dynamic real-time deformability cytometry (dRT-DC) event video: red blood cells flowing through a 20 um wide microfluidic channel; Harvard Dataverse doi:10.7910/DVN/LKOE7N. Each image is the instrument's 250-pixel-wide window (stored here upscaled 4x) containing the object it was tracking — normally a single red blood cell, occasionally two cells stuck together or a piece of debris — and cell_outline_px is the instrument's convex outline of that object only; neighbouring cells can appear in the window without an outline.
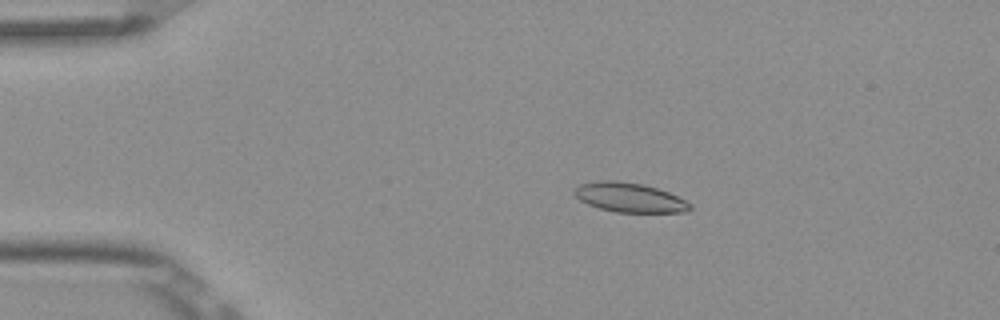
{"species": "Egyptian fruit bat (a non-hibernating species)", "species_latin": "Rousettus aegyptiacus", "temperature_condition": "room temperature", "stored_images_in_passage": 4, "camera_frame_rate_fps": 3000, "um_per_image_px": 0.085, "frame": {"image": 1, "passage_image": 2, "time_ms": 0.333, "image_size_px": [1000, 320], "cell_outline_px": [[692, 208], [688, 212], [616, 212], [600, 208], [588, 204], [580, 200], [572, 192], [572, 188], [580, 184], [596, 180], [616, 180], [644, 184], [668, 192], [692, 204]], "centroid_in_image_um": [53.47, 16.77], "position_along_channel_um": 31.5, "area_um2": 19.94}}
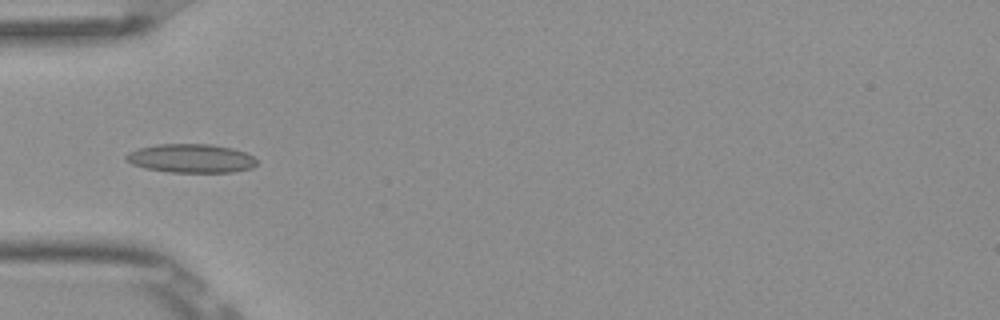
{"frame": {"image": 2, "passage_image": 4, "time_ms": 1.0, "image_size_px": [1000, 320], "cell_outline_px": [[256, 164], [252, 168], [232, 172], [172, 172], [144, 168], [132, 164], [124, 160], [124, 156], [128, 152], [140, 148], [156, 144], [212, 144], [232, 148], [244, 152], [252, 156], [256, 160]], "centroid_in_image_um": [16.21, 13.46], "position_along_channel_um": 68.8, "area_um2": 21.91}}